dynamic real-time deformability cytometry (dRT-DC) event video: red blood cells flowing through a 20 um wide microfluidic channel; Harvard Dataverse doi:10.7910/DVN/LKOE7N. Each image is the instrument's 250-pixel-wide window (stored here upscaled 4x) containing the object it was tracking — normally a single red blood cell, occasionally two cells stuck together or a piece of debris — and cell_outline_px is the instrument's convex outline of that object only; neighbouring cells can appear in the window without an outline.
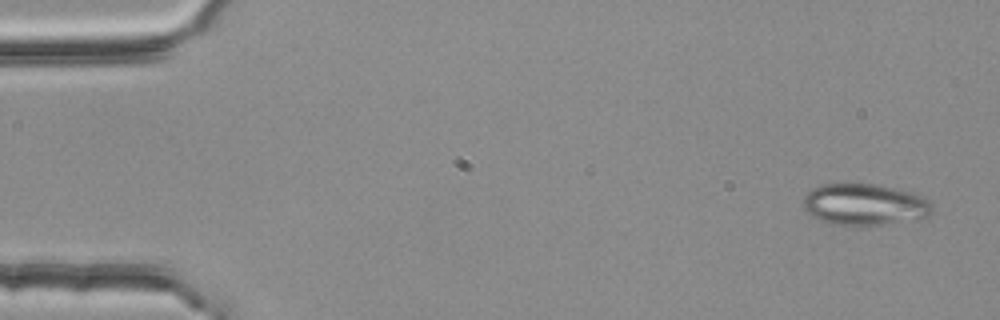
{"species": "common noctule bat (a hibernating species)", "species_latin": "Nyctalus noctula", "temperature_condition": "room temperature", "stored_images_in_passage": 4, "camera_frame_rate_fps": 3000, "um_per_image_px": 0.085, "animal": {"sex": "female", "body_mass_g": 25.1}, "frame": {"image": 1, "passage_image": 1, "time_ms": 0.0, "image_size_px": [1000, 320], "cell_outline_px": [[932, 212], [924, 220], [884, 224], [828, 224], [812, 216], [804, 208], [804, 196], [812, 188], [820, 184], [876, 184], [912, 192], [924, 196], [932, 204]], "centroid_in_image_um": [73.55, 17.38], "position_along_channel_um": 11.5, "area_um2": 31.39}}